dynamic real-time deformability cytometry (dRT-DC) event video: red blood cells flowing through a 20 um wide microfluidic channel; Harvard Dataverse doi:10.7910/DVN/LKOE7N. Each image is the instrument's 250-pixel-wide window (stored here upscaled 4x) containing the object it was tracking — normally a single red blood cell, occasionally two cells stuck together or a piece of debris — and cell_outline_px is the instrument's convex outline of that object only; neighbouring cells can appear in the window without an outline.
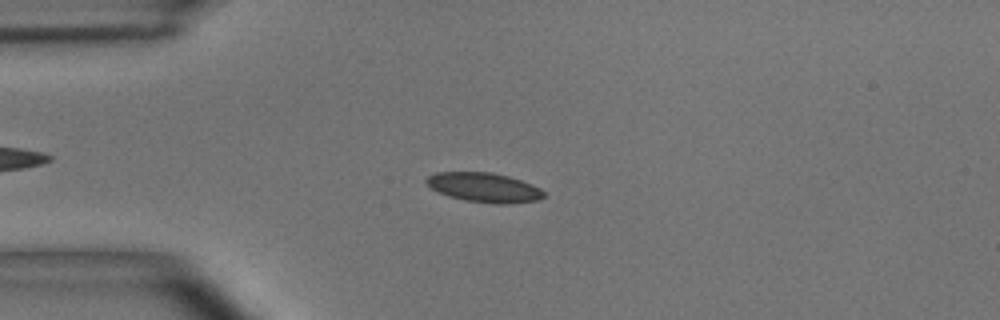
{"species": "common noctule bat (a hibernating species)", "species_latin": "Nyctalus noctula", "temperature_condition": "room temperature", "stored_images_in_passage": 54, "camera_frame_rate_fps": 3000, "um_per_image_px": 0.085, "animal": {"sex": "male", "body_mass_g": 15.6}, "frame": {"image": 1, "passage_image": 13, "time_ms": 4.0, "image_size_px": [1000, 320], "cell_outline_px": [[544, 196], [536, 200], [512, 204], [496, 204], [464, 200], [448, 196], [432, 188], [424, 180], [428, 176], [436, 172], [492, 172], [508, 176], [520, 180], [540, 188], [544, 192]], "centroid_in_image_um": [41.14, 15.93], "position_along_channel_um": 43.9, "area_um2": 20.06}}
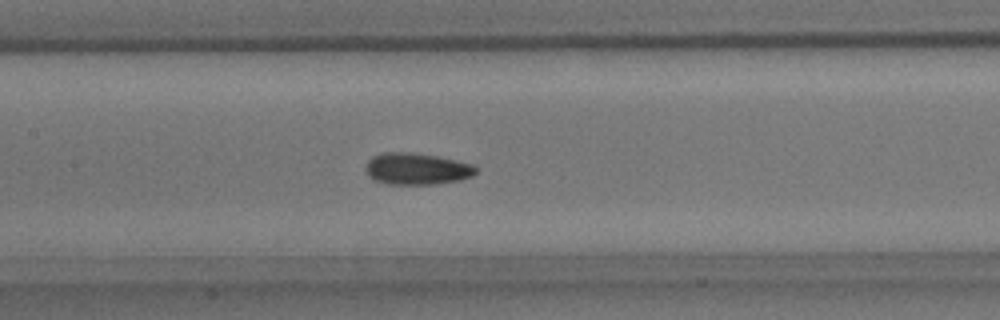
{"frame": {"image": 2, "passage_image": 25, "time_ms": 8.0, "image_size_px": [1000, 320], "cell_outline_px": [[476, 172], [472, 176], [460, 180], [436, 184], [388, 184], [372, 180], [368, 176], [364, 168], [368, 160], [372, 156], [384, 152], [408, 152], [436, 156], [456, 160], [472, 164], [476, 168]], "centroid_in_image_um": [35.38, 14.35], "position_along_channel_um": 172.0, "area_um2": 20.46}}
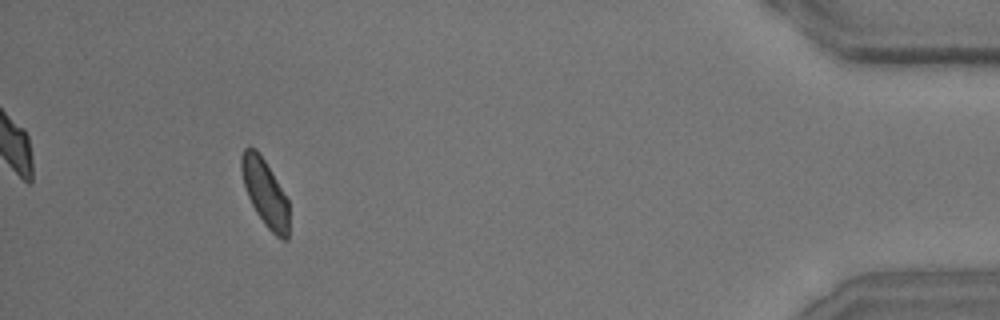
{"frame": {"image": 3, "passage_image": 50, "time_ms": 16.333, "image_size_px": [1000, 320], "cell_outline_px": [[288, 240], [280, 240], [264, 224], [256, 212], [248, 196], [244, 184], [240, 168], [240, 156], [244, 148], [256, 148], [272, 172], [288, 200]], "centroid_in_image_um": [22.52, 16.39], "position_along_channel_um": 412.7, "area_um2": 18.44}, "authors_computed_cell_mechanics": {"area_um2": 19.3341, "velocity_mm_per_s": 3.6392, "shape_relaxation_time_tau1_ms": 3.387, "shape_relaxation_time_tau2_ms": 2.5289, "deformation_change_tau1": 0.0775, "deformation_change_tau2": 0.078}}